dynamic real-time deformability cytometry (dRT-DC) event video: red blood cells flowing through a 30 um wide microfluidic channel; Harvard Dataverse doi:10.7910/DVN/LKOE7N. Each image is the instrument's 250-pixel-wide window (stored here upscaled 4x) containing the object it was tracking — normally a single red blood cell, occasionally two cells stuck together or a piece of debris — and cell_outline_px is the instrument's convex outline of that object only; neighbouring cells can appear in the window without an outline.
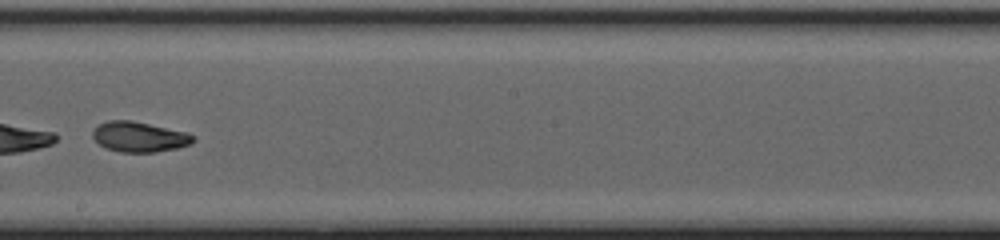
{"species": "common noctule bat (a hibernating species)", "species_latin": "Nyctalus noctula", "temperature_condition": "cold", "stored_images_in_passage": 32, "camera_frame_rate_fps": 3000, "um_per_image_px": 0.085, "animal": {"sex": "female", "body_mass_g": 20.0, "forearm_length_mm": 54.0}, "frame": {"image": 1, "passage_image": 14, "time_ms": 4.333, "image_size_px": [1000, 240], "cell_outline_px": [[196, 140], [192, 144], [176, 148], [156, 152], [120, 152], [104, 148], [92, 136], [92, 132], [100, 124], [108, 120], [132, 120], [184, 132], [196, 136]], "centroid_in_image_um": [11.85, 11.64], "position_along_channel_um": 236.4, "area_um2": 17.63}, "authors_computed_cell_mechanics": {"area_um2": 18.0914, "velocity_mm_per_s": 4.3224, "shape_relaxation_time_tau1_ms": 0.3761, "shape_relaxation_time_tau2_ms": 2.4465, "deformation_change_tau1": 0.2812, "deformation_change_tau2": 0.0678}}